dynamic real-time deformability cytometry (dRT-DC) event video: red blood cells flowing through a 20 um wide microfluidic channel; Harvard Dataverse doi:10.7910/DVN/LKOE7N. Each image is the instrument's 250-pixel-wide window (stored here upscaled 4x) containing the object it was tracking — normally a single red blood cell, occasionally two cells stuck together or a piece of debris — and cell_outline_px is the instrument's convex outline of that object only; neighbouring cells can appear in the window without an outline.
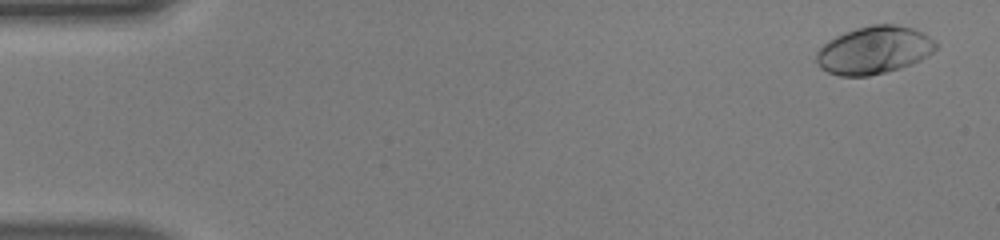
{"species": "human", "species_latin": "Homo sapiens", "temperature_condition": "warm", "stored_images_in_passage": 50, "camera_frame_rate_fps": 3000, "um_per_image_px": 0.085, "donor": {"sex": "male"}, "frame": {"image": 1, "passage_image": 2, "time_ms": 0.333, "image_size_px": [1000, 240], "cell_outline_px": [[936, 48], [928, 56], [920, 60], [900, 68], [868, 76], [840, 76], [828, 72], [820, 68], [816, 60], [816, 52], [828, 40], [844, 32], [856, 28], [872, 24], [896, 24], [912, 28], [924, 32], [936, 44]], "centroid_in_image_um": [74.27, 4.25], "position_along_channel_um": 10.7, "area_um2": 33.12}}
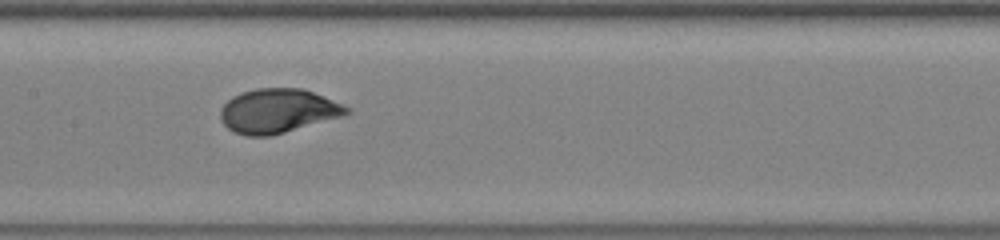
{"frame": {"image": 2, "passage_image": 25, "time_ms": 8.0, "image_size_px": [1000, 240], "cell_outline_px": [[352, 112], [344, 116], [272, 136], [248, 136], [236, 132], [228, 128], [220, 120], [220, 108], [232, 96], [256, 88], [300, 88], [312, 92], [344, 104], [352, 108]], "centroid_in_image_um": [23.65, 9.43], "position_along_channel_um": 183.7, "area_um2": 32.66}}
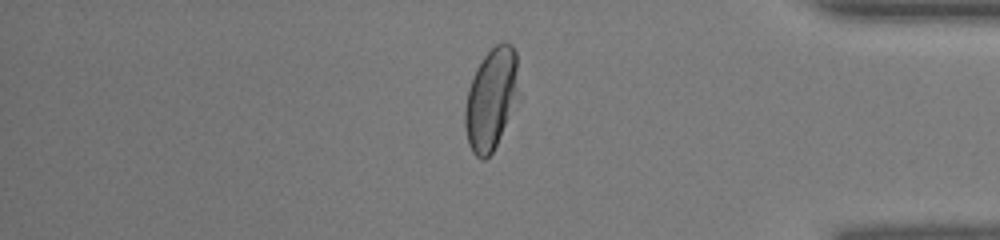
{"frame": {"image": 3, "passage_image": 42, "time_ms": 13.667, "image_size_px": [1000, 240], "cell_outline_px": [[516, 68], [512, 92], [504, 124], [496, 144], [492, 152], [484, 160], [480, 160], [472, 152], [468, 144], [464, 124], [464, 108], [468, 88], [472, 76], [476, 68], [484, 56], [496, 44], [504, 40], [512, 44], [516, 52]], "centroid_in_image_um": [41.61, 8.39], "position_along_channel_um": 393.6, "area_um2": 29.94}, "authors_computed_cell_mechanics": {"area_um2": 32.079, "velocity_mm_per_s": 4.1469, "shape_relaxation_time_tau1_ms": 3.0361, "shape_relaxation_time_tau2_ms": null, "deformation_change_tau1": 0.1769, "deformation_change_tau2": null}}